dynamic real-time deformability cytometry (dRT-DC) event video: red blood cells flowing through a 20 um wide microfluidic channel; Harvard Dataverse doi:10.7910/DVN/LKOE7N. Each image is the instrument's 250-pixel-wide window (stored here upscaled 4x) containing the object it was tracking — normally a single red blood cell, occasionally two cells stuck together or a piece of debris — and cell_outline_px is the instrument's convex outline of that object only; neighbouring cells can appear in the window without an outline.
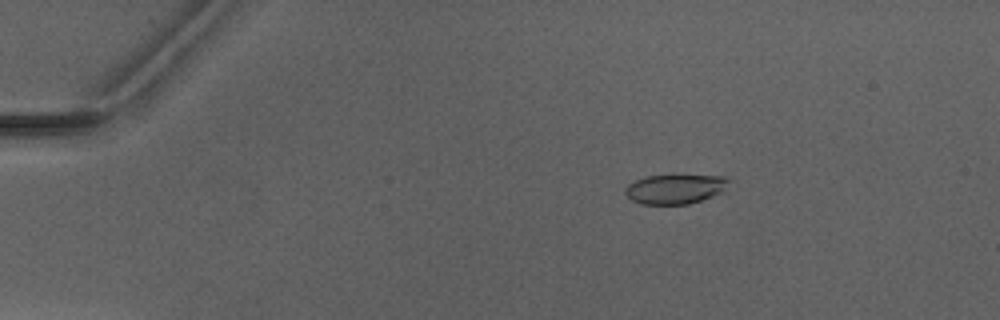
{"species": "Egyptian fruit bat (a non-hibernating species)", "species_latin": "Rousettus aegyptiacus", "temperature_condition": "warm", "stored_images_in_passage": 4, "camera_frame_rate_fps": 3000, "um_per_image_px": 0.085, "animal": {"sex": "male"}, "frame": {"image": 1, "passage_image": 2, "time_ms": 1.333, "image_size_px": [1000, 320], "cell_outline_px": [[728, 180], [724, 192], [688, 204], [640, 204], [632, 200], [624, 192], [624, 188], [628, 184], [636, 180], [648, 176], [724, 176]], "centroid_in_image_um": [57.35, 16.08], "position_along_channel_um": 27.6, "area_um2": 17.51}}